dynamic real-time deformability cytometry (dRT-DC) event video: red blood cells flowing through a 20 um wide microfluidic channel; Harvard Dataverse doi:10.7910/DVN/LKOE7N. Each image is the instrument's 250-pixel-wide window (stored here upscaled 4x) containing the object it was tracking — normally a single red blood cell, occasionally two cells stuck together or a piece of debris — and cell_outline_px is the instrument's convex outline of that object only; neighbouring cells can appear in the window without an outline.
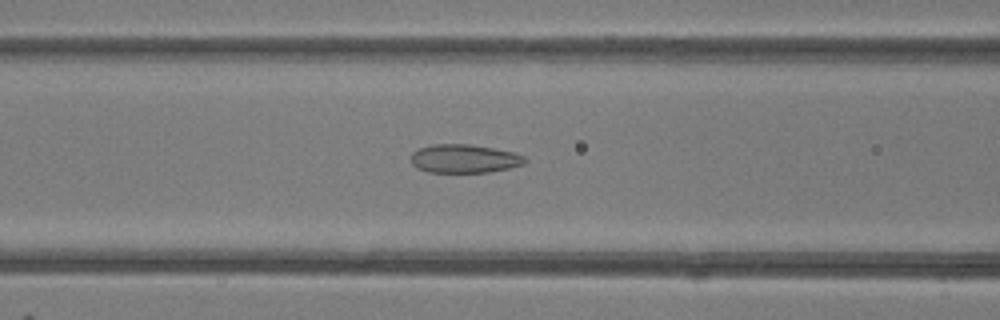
{"species": "common noctule bat (a hibernating species)", "species_latin": "Nyctalus noctula", "temperature_condition": "room temperature", "stored_images_in_passage": 45, "camera_frame_rate_fps": 3000, "um_per_image_px": 0.085, "animal": {"sex": "female"}, "frame": {"image": 1, "passage_image": 16, "time_ms": 5.0, "image_size_px": [1000, 320], "cell_outline_px": [[528, 160], [524, 164], [508, 168], [488, 172], [428, 172], [416, 168], [412, 164], [412, 152], [420, 148], [432, 144], [468, 144], [516, 152], [524, 156]], "centroid_in_image_um": [39.48, 13.48], "position_along_channel_um": 127.1, "area_um2": 18.96}}
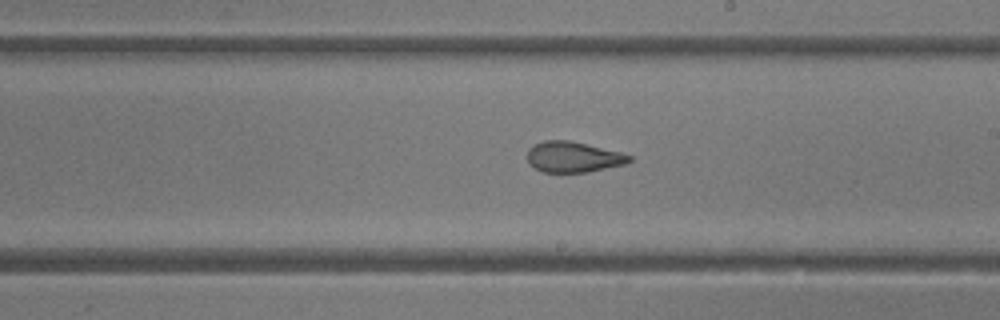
{"frame": {"image": 2, "passage_image": 24, "time_ms": 7.667, "image_size_px": [1000, 320], "cell_outline_px": [[632, 160], [624, 164], [588, 172], [544, 172], [528, 164], [528, 148], [532, 144], [544, 140], [568, 140], [620, 152], [632, 156]], "centroid_in_image_um": [48.69, 13.34], "position_along_channel_um": 240.3, "area_um2": 18.15}}
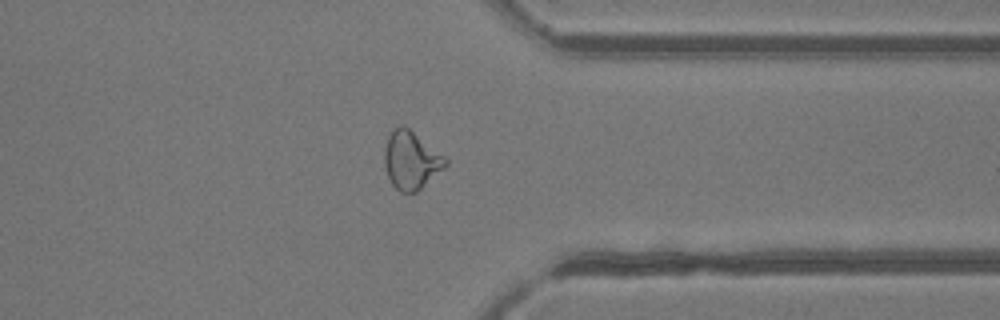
{"frame": {"image": 3, "passage_image": 34, "time_ms": 11.0, "image_size_px": [1000, 320], "cell_outline_px": [[448, 164], [444, 168], [416, 192], [400, 192], [392, 184], [388, 176], [384, 164], [384, 148], [388, 136], [400, 124], [408, 128], [444, 156], [448, 160]], "centroid_in_image_um": [34.93, 13.63], "position_along_channel_um": 376.5, "area_um2": 20.23}, "authors_computed_cell_mechanics": {"area_um2": 20.9236, "velocity_mm_per_s": 4.2402, "shape_relaxation_time_tau1_ms": null, "shape_relaxation_time_tau2_ms": 1.4619, "deformation_change_tau1": null, "deformation_change_tau2": 0.0893}}